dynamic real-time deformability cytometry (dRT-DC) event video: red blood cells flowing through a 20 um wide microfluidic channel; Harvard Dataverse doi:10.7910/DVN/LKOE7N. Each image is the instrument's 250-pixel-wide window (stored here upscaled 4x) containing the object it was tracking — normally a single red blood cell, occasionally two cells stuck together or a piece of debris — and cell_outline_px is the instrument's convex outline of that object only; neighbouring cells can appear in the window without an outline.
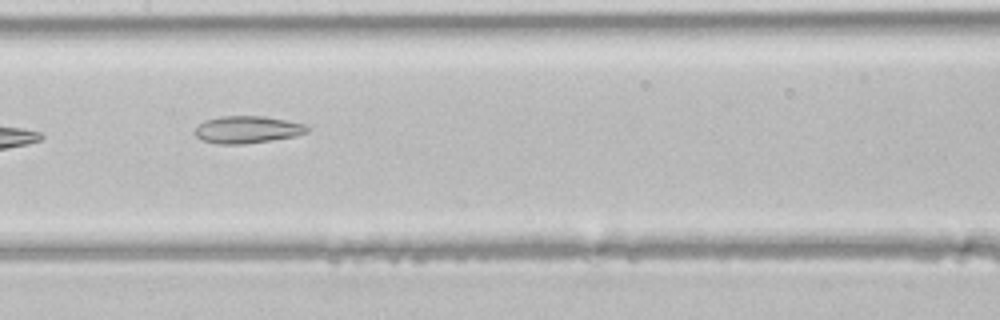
{"species": "common noctule bat (a hibernating species)", "species_latin": "Nyctalus noctula", "temperature_condition": "room temperature", "stored_images_in_passage": 29, "camera_frame_rate_fps": 3000, "um_per_image_px": 0.085, "animal": {"sex": "male", "body_mass_g": 21.5, "forearm_length_mm": 52.0}, "frame": {"image": 1, "passage_image": 9, "time_ms": 2.667, "image_size_px": [1000, 320], "cell_outline_px": [[308, 132], [296, 136], [244, 144], [216, 144], [200, 140], [192, 132], [204, 120], [220, 116], [264, 116], [304, 124], [308, 128]], "centroid_in_image_um": [20.96, 11.02], "position_along_channel_um": 186.4, "area_um2": 17.86}}